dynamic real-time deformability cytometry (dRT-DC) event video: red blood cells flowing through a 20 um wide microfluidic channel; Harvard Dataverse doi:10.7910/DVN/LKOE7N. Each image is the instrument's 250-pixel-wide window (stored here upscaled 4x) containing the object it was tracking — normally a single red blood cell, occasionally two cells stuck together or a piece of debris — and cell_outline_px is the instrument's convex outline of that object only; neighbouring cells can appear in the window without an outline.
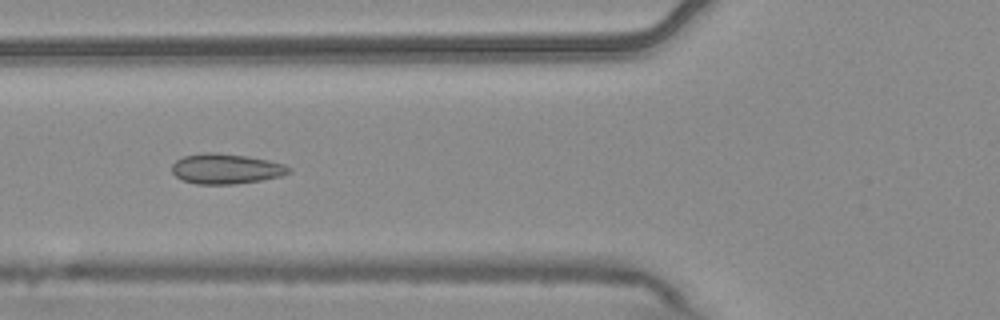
{"species": "common noctule bat (a hibernating species)", "species_latin": "Nyctalus noctula", "temperature_condition": "warm", "stored_images_in_passage": 7, "camera_frame_rate_fps": 3000, "um_per_image_px": 0.085, "animal": {"sex": "male", "body_mass_g": 20.4}, "frame": {"image": 1, "passage_image": 3, "time_ms": 0.667, "image_size_px": [1000, 320], "cell_outline_px": [[292, 172], [280, 176], [260, 180], [236, 184], [196, 184], [184, 180], [176, 176], [172, 172], [172, 164], [176, 160], [184, 156], [208, 152], [216, 152], [244, 156], [268, 160], [284, 164], [292, 168]], "centroid_in_image_um": [19.22, 14.35], "position_along_channel_um": 106.6, "area_um2": 20.46}}
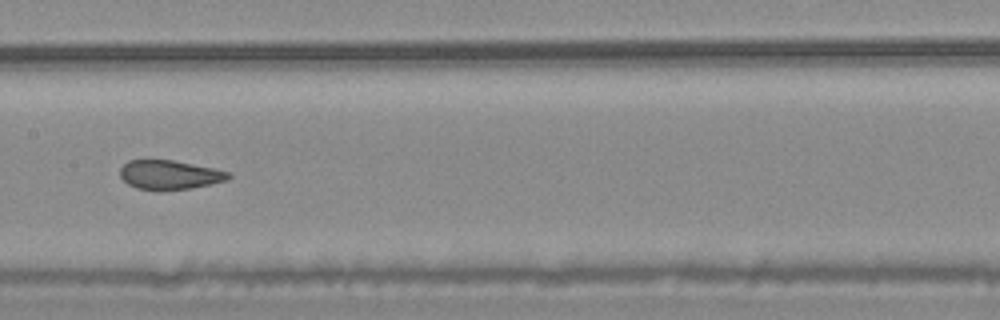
{"frame": {"image": 2, "passage_image": 5, "time_ms": 1.333, "image_size_px": [1000, 320], "cell_outline_px": [[232, 176], [228, 180], [212, 184], [192, 188], [156, 192], [136, 188], [128, 184], [120, 176], [120, 168], [128, 160], [172, 160], [216, 168], [228, 172]], "centroid_in_image_um": [14.42, 14.88], "position_along_channel_um": 193.0, "area_um2": 18.84}}
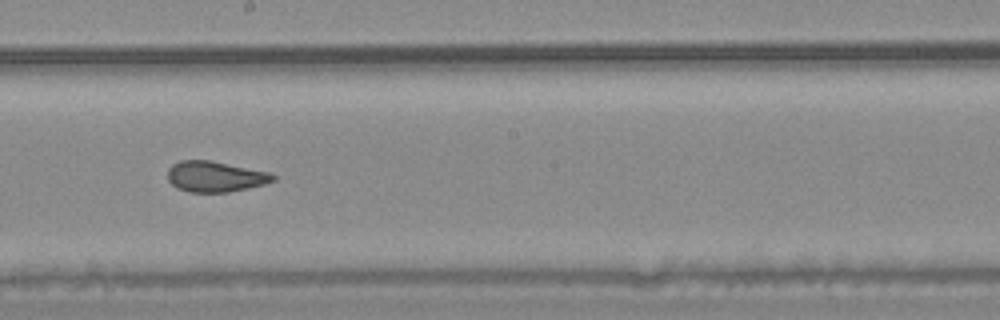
{"frame": {"image": 3, "passage_image": 6, "time_ms": 1.667, "image_size_px": [1000, 320], "cell_outline_px": [[276, 180], [264, 184], [248, 188], [228, 192], [188, 192], [176, 188], [168, 180], [168, 168], [172, 164], [180, 160], [208, 160], [272, 172], [276, 176]], "centroid_in_image_um": [18.3, 15.01], "position_along_channel_um": 229.9, "area_um2": 19.02}}